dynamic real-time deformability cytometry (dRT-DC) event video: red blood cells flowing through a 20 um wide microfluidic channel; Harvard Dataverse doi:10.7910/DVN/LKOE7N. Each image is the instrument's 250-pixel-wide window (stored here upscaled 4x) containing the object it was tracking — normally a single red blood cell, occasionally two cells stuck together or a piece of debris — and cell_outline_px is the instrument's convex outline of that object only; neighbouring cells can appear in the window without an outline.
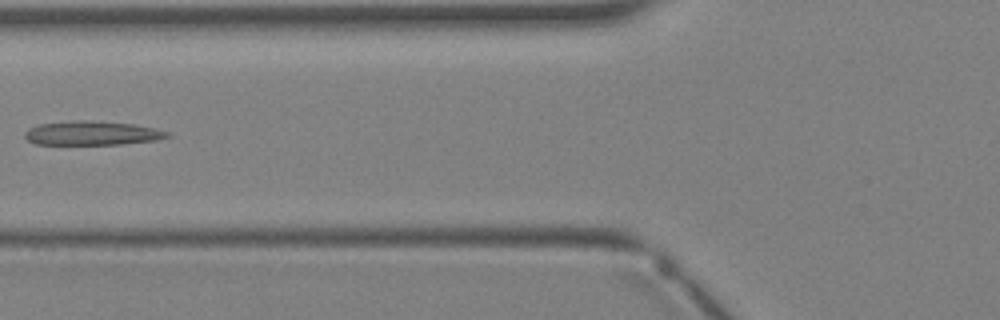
{"species": "Egyptian fruit bat (a non-hibernating species)", "species_latin": "Rousettus aegyptiacus", "temperature_condition": "warm", "stored_images_in_passage": 3, "camera_frame_rate_fps": 3000, "um_per_image_px": 0.085, "animal": {"sex": "female"}, "frame": {"image": 1, "passage_image": 3, "time_ms": 2.333, "image_size_px": [1000, 320], "cell_outline_px": [[172, 136], [156, 140], [120, 144], [36, 144], [28, 140], [24, 136], [24, 132], [28, 128], [40, 124], [76, 120], [92, 120], [132, 124], [156, 128], [172, 132]], "centroid_in_image_um": [7.87, 11.31], "position_along_channel_um": 117.9, "area_um2": 20.06}}